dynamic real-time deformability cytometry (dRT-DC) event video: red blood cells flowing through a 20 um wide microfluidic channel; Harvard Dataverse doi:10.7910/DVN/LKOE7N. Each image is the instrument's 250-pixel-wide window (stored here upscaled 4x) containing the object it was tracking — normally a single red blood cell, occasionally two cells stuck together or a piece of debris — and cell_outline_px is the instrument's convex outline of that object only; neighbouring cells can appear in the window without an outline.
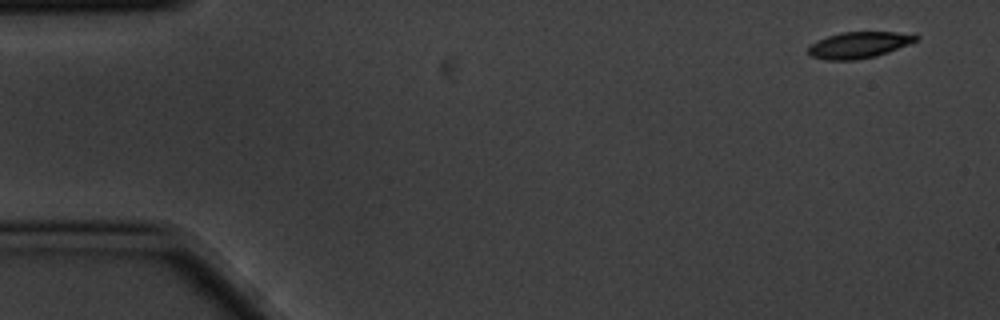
{"species": "common noctule bat (a hibernating species)", "species_latin": "Nyctalus noctula", "temperature_condition": "cold", "stored_images_in_passage": 7, "camera_frame_rate_fps": 3000, "um_per_image_px": 0.085, "animal": {"sex": "male", "body_mass_g": 20.1, "forearm_length_mm": 53.5}, "frame": {"image": 1, "passage_image": 1, "time_ms": 0.0, "image_size_px": [1000, 320], "cell_outline_px": [[920, 36], [916, 40], [908, 44], [888, 52], [876, 56], [856, 60], [828, 60], [812, 56], [808, 52], [808, 48], [812, 44], [828, 36], [840, 32], [916, 32]], "centroid_in_image_um": [73.08, 3.81], "position_along_channel_um": 11.9, "area_um2": 16.47}}
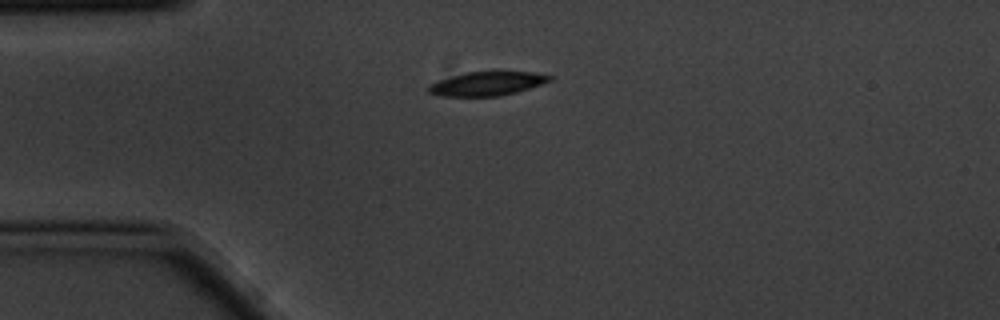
{"frame": {"image": 2, "passage_image": 4, "time_ms": 1.0, "image_size_px": [1000, 320], "cell_outline_px": [[552, 80], [516, 92], [500, 96], [440, 96], [428, 92], [428, 84], [464, 72], [492, 68], [500, 68], [532, 72], [552, 76]], "centroid_in_image_um": [41.42, 7.04], "position_along_channel_um": 43.6, "area_um2": 17.74}}